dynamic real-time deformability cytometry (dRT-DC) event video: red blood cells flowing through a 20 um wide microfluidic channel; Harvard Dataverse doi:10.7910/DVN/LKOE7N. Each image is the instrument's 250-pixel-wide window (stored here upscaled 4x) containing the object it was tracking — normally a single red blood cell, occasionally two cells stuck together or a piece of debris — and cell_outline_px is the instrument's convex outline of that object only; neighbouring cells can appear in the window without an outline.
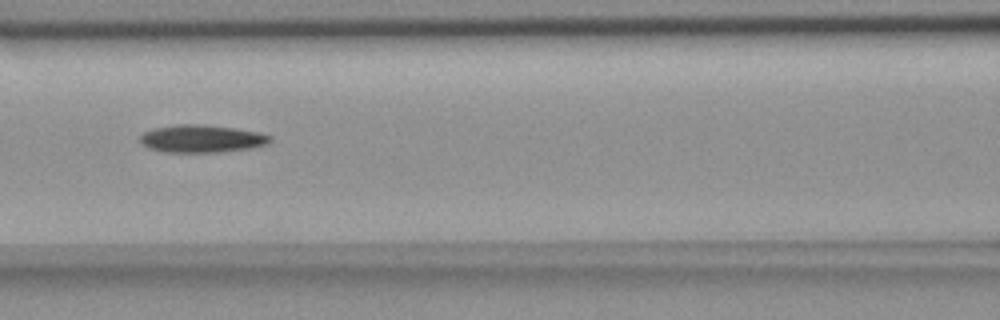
{"species": "common noctule bat (a hibernating species)", "species_latin": "Nyctalus noctula", "temperature_condition": "room temperature", "stored_images_in_passage": 4, "camera_frame_rate_fps": 3000, "um_per_image_px": 0.085, "animal": {"sex": "female", "body_mass_g": 18.4}, "frame": {"image": 1, "passage_image": 3, "time_ms": 2.333, "image_size_px": [1000, 320], "cell_outline_px": [[272, 140], [268, 144], [252, 148], [220, 152], [164, 152], [148, 148], [140, 144], [140, 136], [144, 132], [152, 128], [176, 124], [200, 124], [236, 128], [260, 132], [272, 136]], "centroid_in_image_um": [17.15, 11.78], "position_along_channel_um": 149.5, "area_um2": 21.27}}
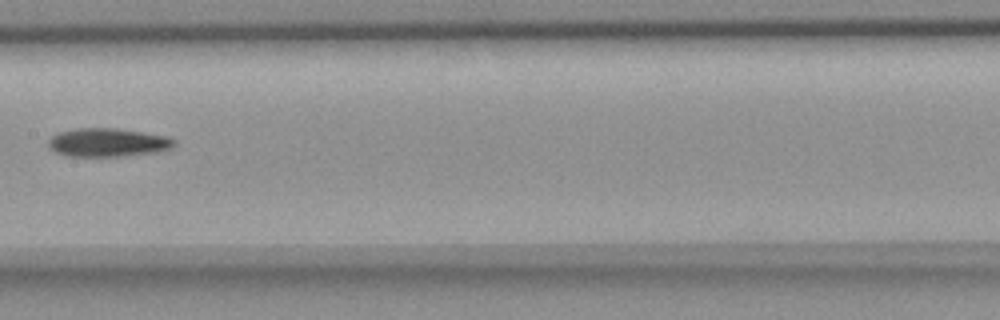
{"frame": {"image": 2, "passage_image": 4, "time_ms": 3.667, "image_size_px": [1000, 320], "cell_outline_px": [[176, 144], [168, 148], [156, 152], [116, 156], [64, 156], [48, 148], [48, 140], [52, 136], [60, 132], [76, 128], [116, 128], [144, 132], [168, 136], [176, 140]], "centroid_in_image_um": [9.13, 12.1], "position_along_channel_um": 198.3, "area_um2": 20.87}}